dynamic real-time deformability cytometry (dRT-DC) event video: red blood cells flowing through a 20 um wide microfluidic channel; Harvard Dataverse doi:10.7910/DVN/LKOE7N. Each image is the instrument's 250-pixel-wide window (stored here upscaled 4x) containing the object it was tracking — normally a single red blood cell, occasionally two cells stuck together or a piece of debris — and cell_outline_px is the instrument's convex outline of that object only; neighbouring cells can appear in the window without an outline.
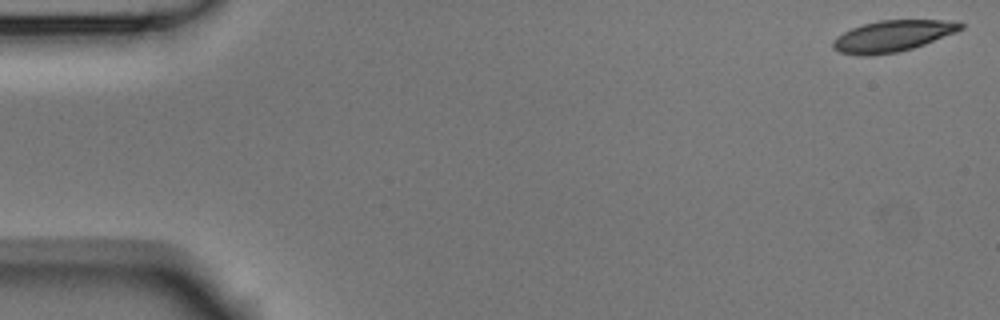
{"species": "Egyptian fruit bat (a non-hibernating species)", "species_latin": "Rousettus aegyptiacus", "temperature_condition": "room temperature", "stored_images_in_passage": 5, "camera_frame_rate_fps": 3000, "um_per_image_px": 0.085, "animal": {"sex": "male"}, "frame": {"image": 1, "passage_image": 1, "time_ms": 0.0, "image_size_px": [1000, 320], "cell_outline_px": [[964, 28], [956, 32], [924, 44], [912, 48], [896, 52], [868, 56], [860, 56], [840, 52], [832, 48], [832, 44], [836, 36], [852, 28], [864, 24], [880, 20], [940, 20], [964, 24]], "centroid_in_image_um": [75.83, 3.07], "position_along_channel_um": 9.2, "area_um2": 23.0}}